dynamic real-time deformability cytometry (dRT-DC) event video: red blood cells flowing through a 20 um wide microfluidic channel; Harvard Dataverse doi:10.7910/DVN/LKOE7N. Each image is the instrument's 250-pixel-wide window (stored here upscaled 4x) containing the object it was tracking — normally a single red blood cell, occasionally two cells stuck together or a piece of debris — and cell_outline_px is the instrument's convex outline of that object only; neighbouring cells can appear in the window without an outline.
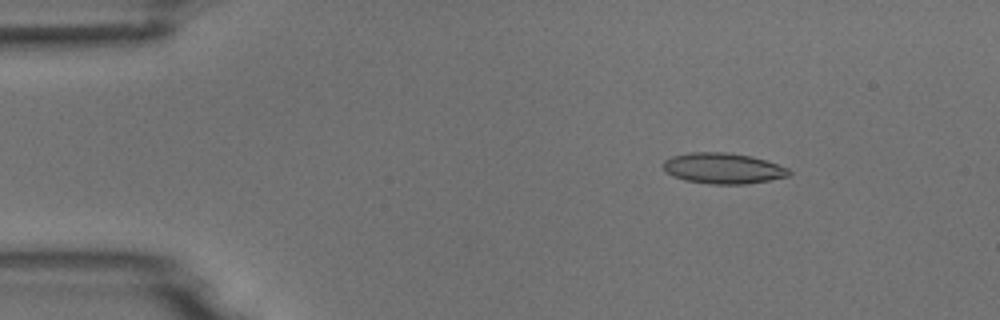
{"species": "common noctule bat (a hibernating species)", "species_latin": "Nyctalus noctula", "temperature_condition": "room temperature", "stored_images_in_passage": 4, "camera_frame_rate_fps": 3000, "um_per_image_px": 0.085, "animal": {"sex": "male", "body_mass_g": 18.8}, "frame": {"image": 1, "passage_image": 2, "time_ms": 1.333, "image_size_px": [1000, 320], "cell_outline_px": [[792, 172], [788, 176], [768, 180], [744, 184], [708, 184], [684, 180], [672, 176], [664, 168], [664, 160], [672, 156], [688, 152], [728, 152], [752, 156], [788, 168]], "centroid_in_image_um": [61.44, 14.3], "position_along_channel_um": 23.6, "area_um2": 22.48}}